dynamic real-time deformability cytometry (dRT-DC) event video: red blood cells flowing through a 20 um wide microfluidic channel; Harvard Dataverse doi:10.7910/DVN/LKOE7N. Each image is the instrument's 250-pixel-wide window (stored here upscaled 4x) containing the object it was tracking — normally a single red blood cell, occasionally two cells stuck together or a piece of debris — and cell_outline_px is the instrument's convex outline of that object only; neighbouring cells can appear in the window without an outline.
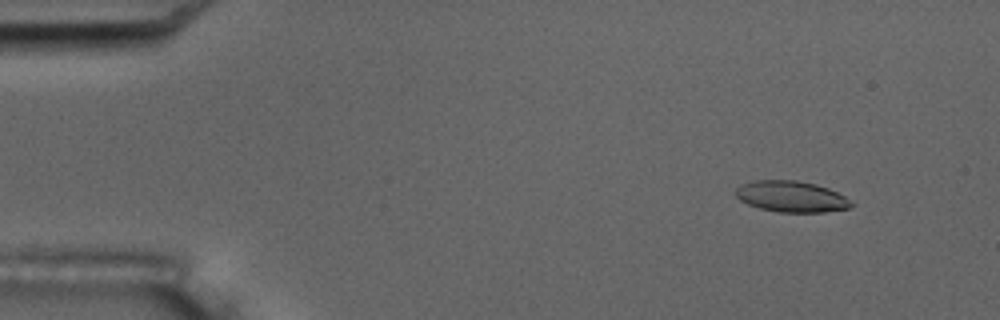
{"species": "common noctule bat (a hibernating species)", "species_latin": "Nyctalus noctula", "temperature_condition": "room temperature", "stored_images_in_passage": 5, "camera_frame_rate_fps": 3000, "um_per_image_px": 0.085, "animal": {"sex": "male", "body_mass_g": 17.5, "forearm_length_mm": 52.3}, "frame": {"image": 1, "passage_image": 2, "time_ms": 1.0, "image_size_px": [1000, 320], "cell_outline_px": [[856, 204], [848, 208], [824, 212], [780, 212], [760, 208], [748, 204], [740, 200], [736, 196], [736, 188], [740, 184], [752, 180], [796, 180], [816, 184], [828, 188], [844, 196]], "centroid_in_image_um": [67.25, 16.7], "position_along_channel_um": 17.7, "area_um2": 20.98}}